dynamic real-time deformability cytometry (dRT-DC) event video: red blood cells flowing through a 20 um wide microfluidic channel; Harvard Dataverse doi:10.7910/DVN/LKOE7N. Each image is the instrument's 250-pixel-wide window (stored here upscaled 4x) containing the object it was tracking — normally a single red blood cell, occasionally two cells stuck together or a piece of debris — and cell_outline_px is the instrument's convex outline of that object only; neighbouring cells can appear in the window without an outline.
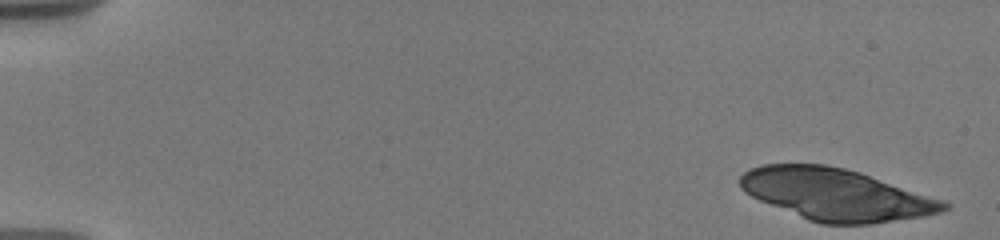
{"species": "human", "species_latin": "Homo sapiens", "temperature_condition": "warm", "stored_images_in_passage": 15, "camera_frame_rate_fps": 3000, "um_per_image_px": 0.085, "donor": {"sex": "male"}, "frame": {"image": 1, "passage_image": 1, "time_ms": 0.0, "image_size_px": [1000, 240], "cell_outline_px": [[948, 208], [940, 212], [920, 216], [872, 224], [820, 224], [808, 220], [760, 200], [744, 192], [740, 188], [740, 176], [748, 168], [760, 164], [824, 164], [844, 168], [860, 172], [944, 200], [948, 204]], "centroid_in_image_um": [71.03, 16.52], "position_along_channel_um": 14.0, "area_um2": 61.21}}
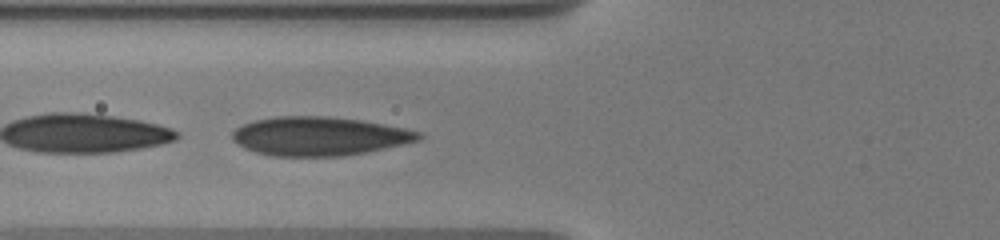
{"frame": {"image": 2, "passage_image": 13, "time_ms": 6.667, "image_size_px": [1000, 240], "cell_outline_px": [[424, 136], [420, 140], [368, 152], [344, 156], [272, 156], [256, 152], [244, 148], [232, 140], [232, 132], [236, 128], [244, 124], [256, 120], [276, 116], [328, 116], [360, 120], [404, 128], [424, 132]], "centroid_in_image_um": [27.16, 11.58], "position_along_channel_um": 98.6, "area_um2": 42.25}}